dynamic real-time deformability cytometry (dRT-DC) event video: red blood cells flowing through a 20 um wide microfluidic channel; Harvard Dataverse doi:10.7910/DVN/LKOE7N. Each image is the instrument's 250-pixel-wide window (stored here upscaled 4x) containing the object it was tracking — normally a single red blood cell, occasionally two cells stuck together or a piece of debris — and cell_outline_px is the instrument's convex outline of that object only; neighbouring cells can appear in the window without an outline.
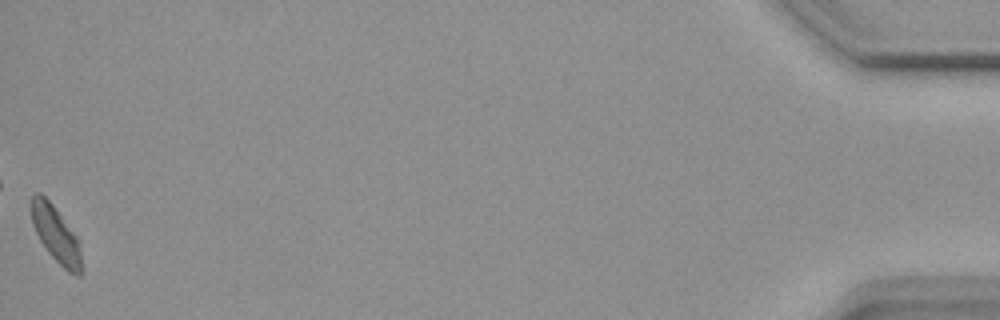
{"species": "common noctule bat (a hibernating species)", "species_latin": "Nyctalus noctula", "temperature_condition": "warm", "stored_images_in_passage": 56, "camera_frame_rate_fps": 3000, "um_per_image_px": 0.085, "animal": {"sex": "female", "body_mass_g": 18.4}, "frame": {"image": 1, "passage_image": 56, "time_ms": 18.333, "image_size_px": [1000, 320], "cell_outline_px": [[84, 272], [80, 276], [76, 276], [68, 272], [48, 252], [40, 240], [32, 224], [32, 196], [36, 192], [40, 192], [52, 204], [76, 236], [80, 248]], "centroid_in_image_um": [4.79, 19.98], "position_along_channel_um": 430.4, "area_um2": 16.24}, "authors_computed_cell_mechanics": {"area_um2": 17.1377, "velocity_mm_per_s": 3.6608, "shape_relaxation_time_tau1_ms": 7.9433, "shape_relaxation_time_tau2_ms": 8.6352, "deformation_change_tau1": 0.1681, "deformation_change_tau2": 0.1289}}